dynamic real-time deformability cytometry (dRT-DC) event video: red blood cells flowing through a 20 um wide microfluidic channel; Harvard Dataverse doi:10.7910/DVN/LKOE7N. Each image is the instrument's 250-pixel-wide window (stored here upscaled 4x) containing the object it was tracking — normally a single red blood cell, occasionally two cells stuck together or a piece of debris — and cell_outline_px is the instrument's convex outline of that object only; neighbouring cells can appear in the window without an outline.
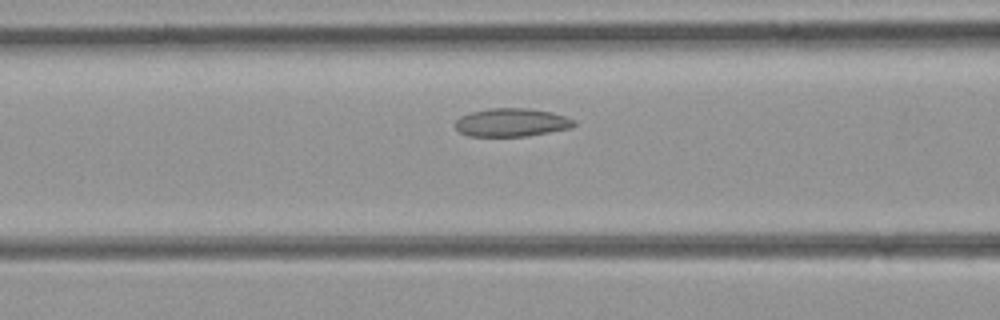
{"species": "common noctule bat (a hibernating species)", "species_latin": "Nyctalus noctula", "temperature_condition": "room temperature", "stored_images_in_passage": 13, "camera_frame_rate_fps": 3000, "um_per_image_px": 0.085, "animal": {"sex": "female", "body_mass_g": 21.9}, "frame": {"image": 1, "passage_image": 11, "time_ms": 3.333, "image_size_px": [1000, 320], "cell_outline_px": [[576, 124], [572, 128], [524, 136], [468, 136], [460, 132], [456, 128], [456, 120], [460, 116], [472, 112], [488, 108], [528, 108], [552, 112], [576, 120]], "centroid_in_image_um": [43.5, 10.4], "position_along_channel_um": 123.1, "area_um2": 19.54}}